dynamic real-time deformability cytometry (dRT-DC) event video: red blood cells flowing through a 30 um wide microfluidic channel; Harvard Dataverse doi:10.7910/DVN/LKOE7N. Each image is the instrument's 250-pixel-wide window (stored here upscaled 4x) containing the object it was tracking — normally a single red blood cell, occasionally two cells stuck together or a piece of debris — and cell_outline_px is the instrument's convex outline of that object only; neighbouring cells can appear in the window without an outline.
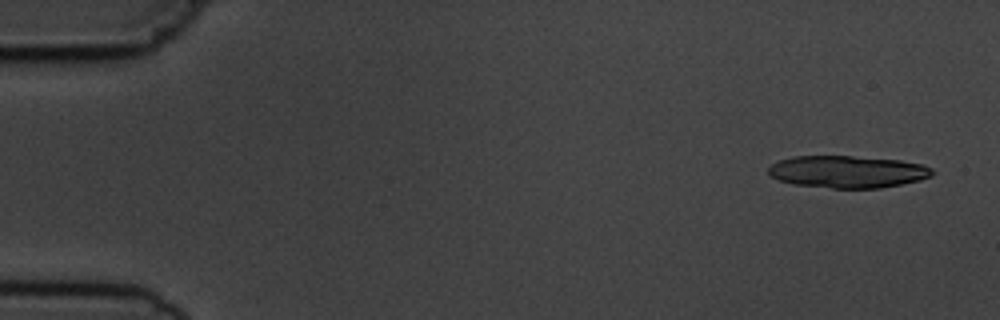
{"species": "common noctule bat (a hibernating species)", "species_latin": "Nyctalus noctula", "temperature_condition": "cold", "stored_images_in_passage": 5, "camera_frame_rate_fps": 3000, "um_per_image_px": 0.085, "animal": {"sex": "male", "body_mass_g": 19.5, "forearm_length_mm": 54.6}, "frame": {"image": 1, "passage_image": 1, "time_ms": 0.0, "image_size_px": [1000, 320], "cell_outline_px": [[936, 172], [932, 176], [920, 180], [880, 188], [832, 188], [792, 184], [780, 180], [772, 176], [768, 172], [768, 168], [772, 164], [780, 160], [792, 156], [852, 156], [900, 160], [924, 164], [932, 168]], "centroid_in_image_um": [72.08, 14.59], "position_along_channel_um": 12.9, "area_um2": 30.81}}